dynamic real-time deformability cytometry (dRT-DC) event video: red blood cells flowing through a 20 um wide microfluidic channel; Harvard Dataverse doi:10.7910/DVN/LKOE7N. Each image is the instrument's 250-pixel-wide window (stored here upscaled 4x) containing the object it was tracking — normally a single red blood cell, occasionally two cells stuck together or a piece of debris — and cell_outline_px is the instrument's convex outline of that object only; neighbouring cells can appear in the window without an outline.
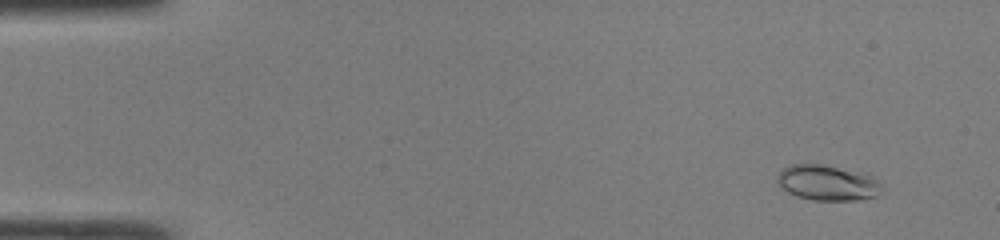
{"species": "common noctule bat (a hibernating species)", "species_latin": "Nyctalus noctula", "temperature_condition": "room temperature", "stored_images_in_passage": 46, "camera_frame_rate_fps": 3000, "um_per_image_px": 0.085, "animal": {"sex": "male", "body_mass_g": 19.0, "forearm_length_mm": 50.8}, "frame": {"image": 1, "passage_image": 2, "time_ms": 0.333, "image_size_px": [1000, 240], "cell_outline_px": [[880, 196], [864, 200], [812, 200], [796, 196], [780, 188], [776, 180], [780, 172], [784, 168], [792, 164], [824, 164], [868, 172], [880, 184]], "centroid_in_image_um": [70.37, 15.53], "position_along_channel_um": 14.6, "area_um2": 22.08}}
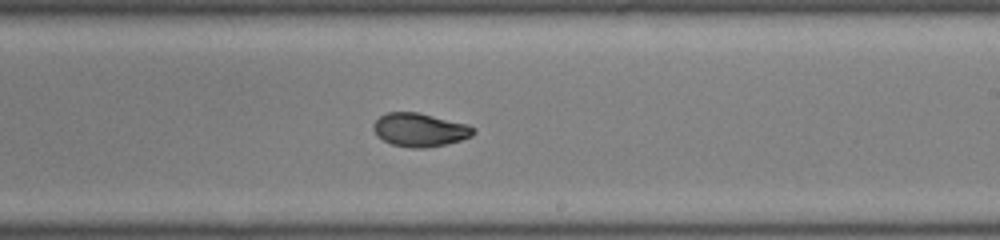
{"frame": {"image": 2, "passage_image": 27, "time_ms": 8.667, "image_size_px": [1000, 240], "cell_outline_px": [[476, 132], [472, 136], [460, 140], [444, 144], [424, 148], [408, 148], [392, 144], [376, 136], [372, 128], [372, 124], [380, 116], [388, 112], [416, 112], [468, 124], [476, 128]], "centroid_in_image_um": [35.67, 11.04], "position_along_channel_um": 253.3, "area_um2": 19.54}}
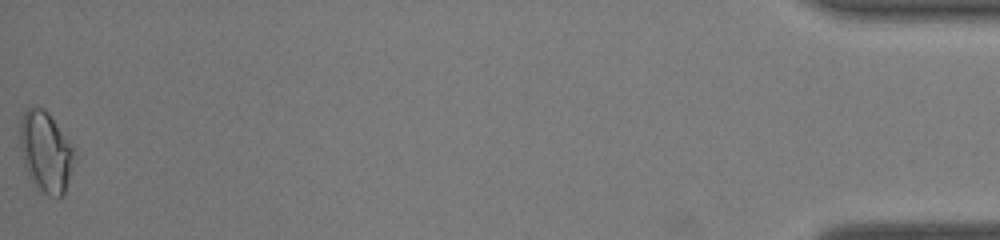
{"frame": {"image": 3, "passage_image": 46, "time_ms": 15.0, "image_size_px": [1000, 240], "cell_outline_px": [[76, 152], [64, 192], [60, 196], [48, 196], [28, 176], [24, 164], [20, 148], [20, 120], [24, 112], [28, 108], [44, 108], [48, 112]], "centroid_in_image_um": [3.86, 12.88], "position_along_channel_um": 431.3, "area_um2": 24.91}, "authors_computed_cell_mechanics": {"area_um2": 19.5653, "velocity_mm_per_s": 4.3021, "shape_relaxation_time_tau1_ms": 5.502, "shape_relaxation_time_tau2_ms": 1.043, "deformation_change_tau1": 0.1609, "deformation_change_tau2": 0.0378}}